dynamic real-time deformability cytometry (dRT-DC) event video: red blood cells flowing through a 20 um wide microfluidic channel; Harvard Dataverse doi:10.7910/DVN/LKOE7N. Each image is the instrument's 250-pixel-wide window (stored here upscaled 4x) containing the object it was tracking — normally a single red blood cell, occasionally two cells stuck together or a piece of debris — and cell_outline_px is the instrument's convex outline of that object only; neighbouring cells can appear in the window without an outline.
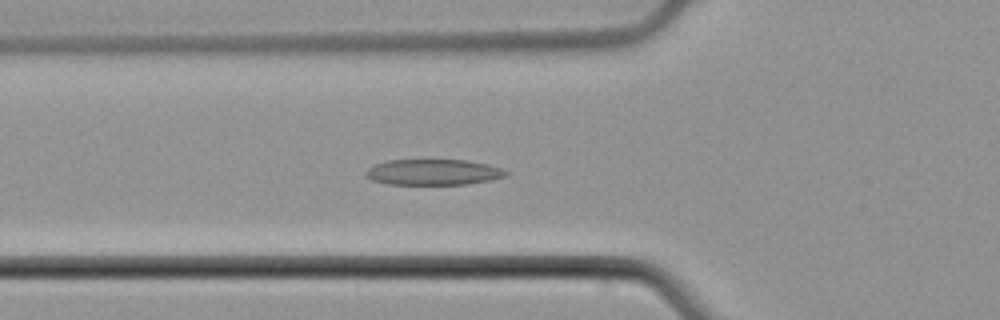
{"species": "common noctule bat (a hibernating species)", "species_latin": "Nyctalus noctula", "temperature_condition": "cold", "stored_images_in_passage": 54, "camera_frame_rate_fps": 3000, "um_per_image_px": 0.085, "animal": {"sex": "male", "body_mass_g": 21.5, "forearm_length_mm": 52.0}, "frame": {"image": 1, "passage_image": 19, "time_ms": 6.0, "image_size_px": [1000, 320], "cell_outline_px": [[508, 176], [492, 180], [468, 184], [388, 184], [372, 180], [364, 176], [364, 172], [368, 168], [376, 164], [388, 160], [464, 160], [484, 164], [500, 168], [508, 172]], "centroid_in_image_um": [36.81, 14.64], "position_along_channel_um": 89.0, "area_um2": 20.98}}
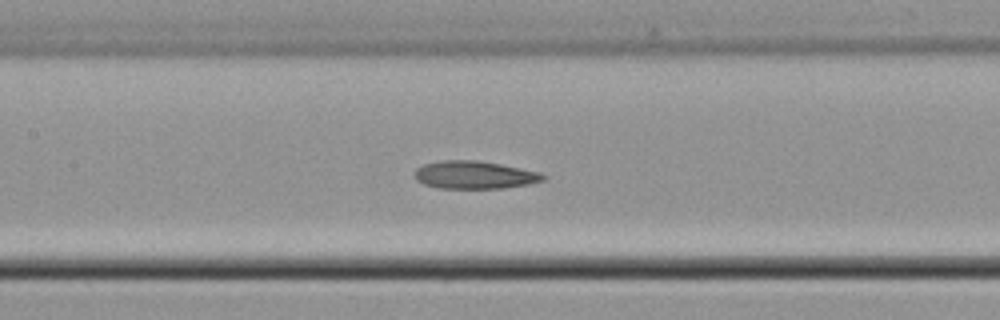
{"frame": {"image": 2, "passage_image": 25, "time_ms": 8.0, "image_size_px": [1000, 320], "cell_outline_px": [[548, 176], [544, 180], [528, 184], [504, 188], [440, 188], [424, 184], [416, 180], [416, 168], [424, 164], [444, 160], [476, 160], [500, 164], [540, 172]], "centroid_in_image_um": [40.36, 14.87], "position_along_channel_um": 167.0, "area_um2": 20.69}}
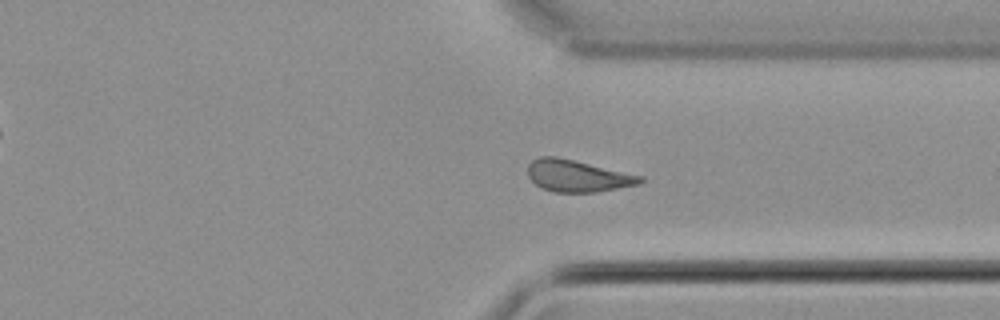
{"frame": {"image": 3, "passage_image": 40, "time_ms": 13.0, "image_size_px": [1000, 320], "cell_outline_px": [[644, 180], [640, 184], [596, 192], [556, 192], [540, 188], [528, 176], [528, 164], [532, 160], [540, 156], [556, 156], [644, 176]], "centroid_in_image_um": [49.09, 14.95], "position_along_channel_um": 362.3, "area_um2": 20.87}, "authors_computed_cell_mechanics": {"area_um2": 20.9236, "velocity_mm_per_s": 3.8932, "shape_relaxation_time_tau1_ms": null, "shape_relaxation_time_tau2_ms": 7.1156, "deformation_change_tau1": null, "deformation_change_tau2": 0.1303}}